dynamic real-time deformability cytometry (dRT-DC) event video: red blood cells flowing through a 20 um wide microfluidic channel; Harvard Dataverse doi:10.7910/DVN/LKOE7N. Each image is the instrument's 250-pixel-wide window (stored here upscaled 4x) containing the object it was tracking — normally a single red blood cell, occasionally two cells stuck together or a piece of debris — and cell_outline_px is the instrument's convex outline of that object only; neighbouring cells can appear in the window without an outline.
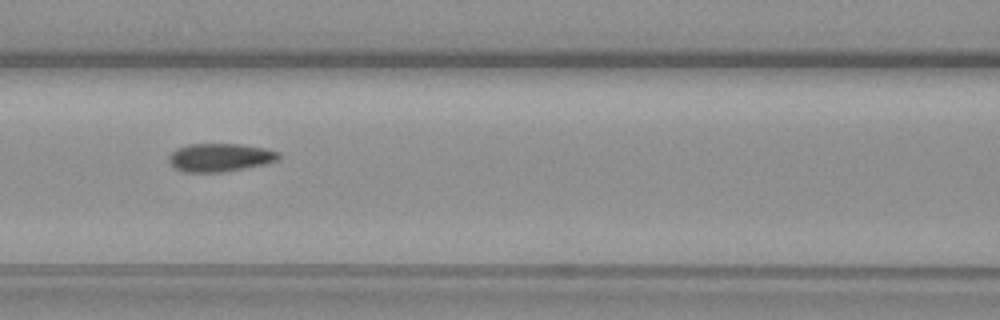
{"species": "common noctule bat (a hibernating species)", "species_latin": "Nyctalus noctula", "temperature_condition": "warm", "stored_images_in_passage": 12, "camera_frame_rate_fps": 3000, "um_per_image_px": 0.085, "animal": {"sex": "female", "body_mass_g": 19.3, "forearm_length_mm": 54.1}, "frame": {"image": 1, "passage_image": 4, "time_ms": 3.667, "image_size_px": [1000, 320], "cell_outline_px": [[280, 160], [264, 164], [224, 172], [184, 172], [176, 168], [168, 160], [168, 156], [176, 148], [188, 144], [240, 144], [264, 148], [280, 152]], "centroid_in_image_um": [18.71, 13.38], "position_along_channel_um": 147.9, "area_um2": 18.09}, "authors_computed_cell_mechanics": {"area_um2": 17.629, "velocity_mm_per_s": 3.504, "shape_relaxation_time_tau1_ms": null, "shape_relaxation_time_tau2_ms": 1.7598, "deformation_change_tau1": null, "deformation_change_tau2": 0.0295}}